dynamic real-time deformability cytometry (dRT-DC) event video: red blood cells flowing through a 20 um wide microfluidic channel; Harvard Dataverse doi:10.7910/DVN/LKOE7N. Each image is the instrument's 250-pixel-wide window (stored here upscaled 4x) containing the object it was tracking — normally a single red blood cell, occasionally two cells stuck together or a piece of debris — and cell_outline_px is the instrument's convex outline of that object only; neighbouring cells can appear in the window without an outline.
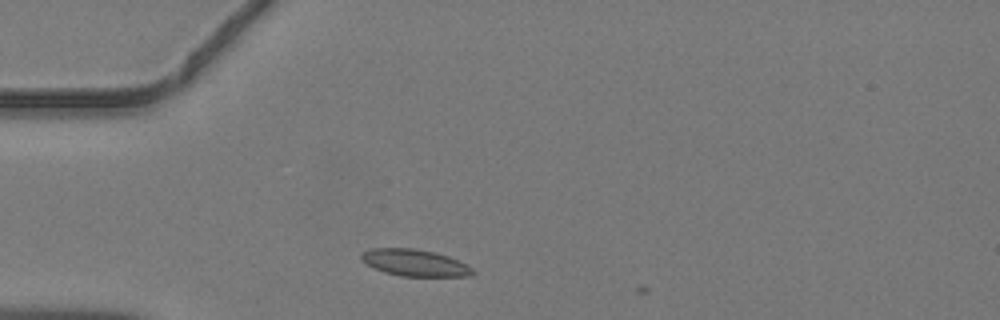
{"species": "common noctule bat (a hibernating species)", "species_latin": "Nyctalus noctula", "temperature_condition": "warm", "stored_images_in_passage": 4, "camera_frame_rate_fps": 3000, "um_per_image_px": 0.085, "animal": {"sex": "male", "body_mass_g": 19.2, "forearm_length_mm": 51.8}, "frame": {"image": 1, "passage_image": 3, "time_ms": 0.667, "image_size_px": [1000, 320], "cell_outline_px": [[476, 272], [472, 276], [400, 276], [384, 272], [368, 264], [360, 256], [360, 252], [372, 248], [412, 248], [436, 252], [448, 256], [468, 264]], "centroid_in_image_um": [35.3, 22.33], "position_along_channel_um": 49.7, "area_um2": 17.4}}